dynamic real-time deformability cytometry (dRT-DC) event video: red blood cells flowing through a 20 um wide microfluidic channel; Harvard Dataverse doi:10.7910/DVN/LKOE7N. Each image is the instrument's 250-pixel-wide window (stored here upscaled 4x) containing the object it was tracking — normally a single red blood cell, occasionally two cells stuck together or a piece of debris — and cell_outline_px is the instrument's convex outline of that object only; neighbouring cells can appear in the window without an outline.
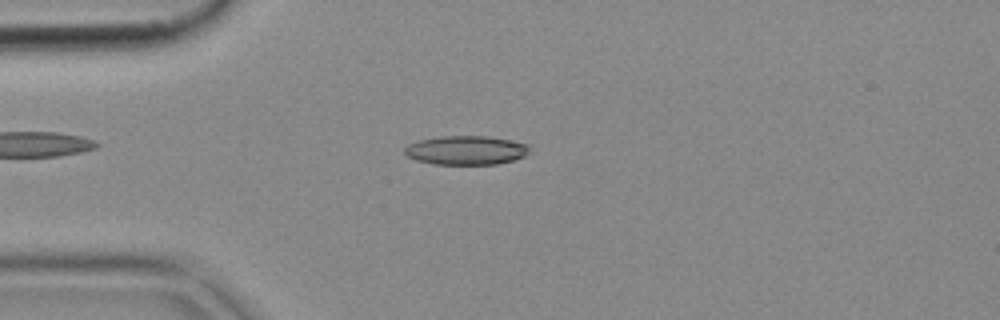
{"species": "common noctule bat (a hibernating species)", "species_latin": "Nyctalus noctula", "temperature_condition": "cold", "stored_images_in_passage": 51, "camera_frame_rate_fps": 3000, "um_per_image_px": 0.085, "animal": {"sex": "female", "body_mass_g": 18.4}, "frame": {"image": 1, "passage_image": 13, "time_ms": 4.0, "image_size_px": [1000, 320], "cell_outline_px": [[528, 152], [524, 156], [512, 160], [496, 164], [432, 164], [416, 160], [408, 156], [404, 152], [404, 148], [408, 144], [420, 140], [440, 136], [488, 136], [528, 144]], "centroid_in_image_um": [39.58, 12.77], "position_along_channel_um": 45.4, "area_um2": 20.92}}
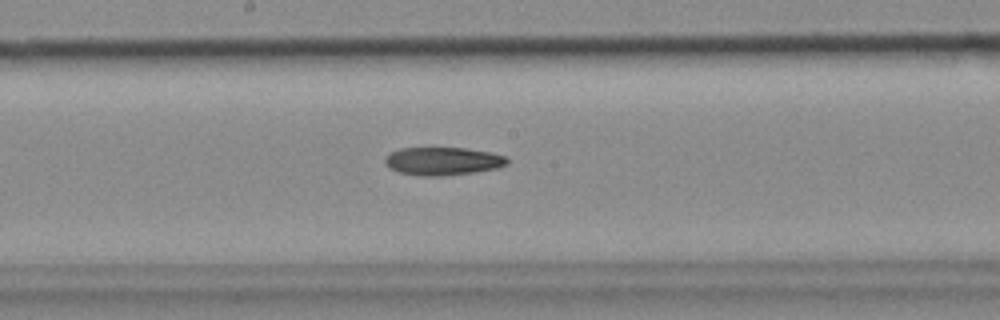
{"frame": {"image": 2, "passage_image": 27, "time_ms": 8.667, "image_size_px": [1000, 320], "cell_outline_px": [[508, 164], [496, 168], [476, 172], [444, 176], [420, 176], [400, 172], [388, 168], [384, 164], [384, 160], [392, 152], [400, 148], [464, 148], [492, 152], [504, 156], [508, 160]], "centroid_in_image_um": [37.64, 13.7], "position_along_channel_um": 210.6, "area_um2": 20.0}}
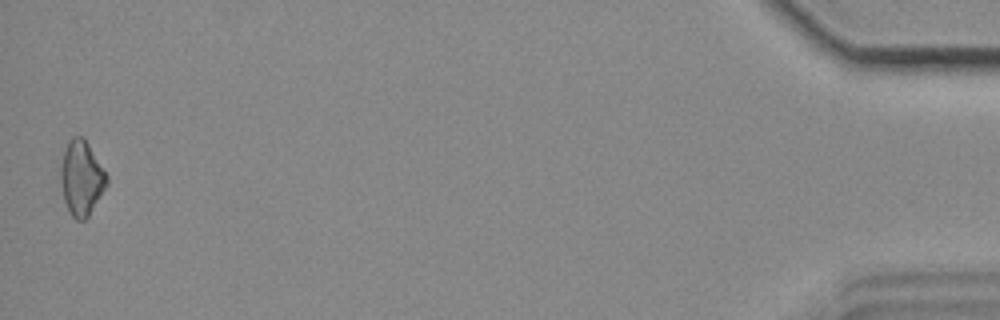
{"frame": {"image": 3, "passage_image": 51, "time_ms": 16.667, "image_size_px": [1000, 320], "cell_outline_px": [[108, 184], [88, 216], [84, 220], [76, 220], [72, 216], [64, 200], [60, 180], [60, 168], [64, 152], [68, 140], [72, 136], [84, 136], [108, 176]], "centroid_in_image_um": [6.93, 15.11], "position_along_channel_um": 428.3, "area_um2": 20.06}}